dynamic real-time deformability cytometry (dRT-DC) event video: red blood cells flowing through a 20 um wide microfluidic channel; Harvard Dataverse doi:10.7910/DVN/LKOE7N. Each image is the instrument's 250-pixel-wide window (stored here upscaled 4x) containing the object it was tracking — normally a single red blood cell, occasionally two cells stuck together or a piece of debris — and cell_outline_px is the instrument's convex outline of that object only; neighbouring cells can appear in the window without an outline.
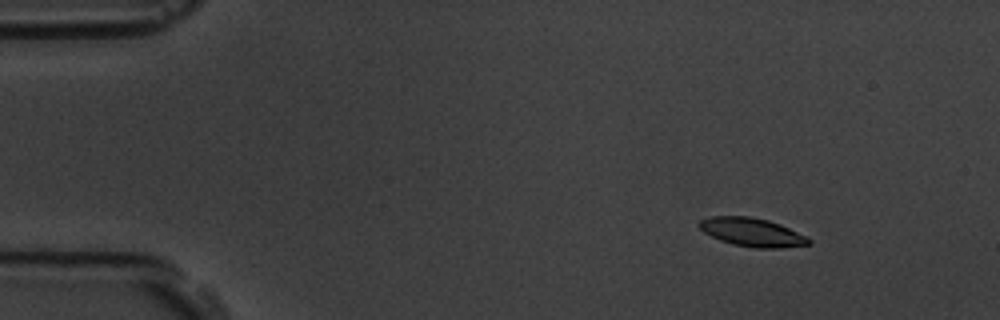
{"species": "common noctule bat (a hibernating species)", "species_latin": "Nyctalus noctula", "temperature_condition": "room temperature", "stored_images_in_passage": 6, "camera_frame_rate_fps": 3000, "um_per_image_px": 0.085, "animal": {"sex": "male", "body_mass_g": 19.5, "forearm_length_mm": 54.6}, "frame": {"image": 1, "passage_image": 2, "time_ms": 1.333, "image_size_px": [1000, 320], "cell_outline_px": [[812, 244], [780, 248], [756, 248], [732, 244], [720, 240], [704, 232], [696, 224], [700, 220], [708, 216], [748, 216], [768, 220], [780, 224], [808, 236], [812, 240]], "centroid_in_image_um": [63.94, 19.74], "position_along_channel_um": 21.1, "area_um2": 18.38}}